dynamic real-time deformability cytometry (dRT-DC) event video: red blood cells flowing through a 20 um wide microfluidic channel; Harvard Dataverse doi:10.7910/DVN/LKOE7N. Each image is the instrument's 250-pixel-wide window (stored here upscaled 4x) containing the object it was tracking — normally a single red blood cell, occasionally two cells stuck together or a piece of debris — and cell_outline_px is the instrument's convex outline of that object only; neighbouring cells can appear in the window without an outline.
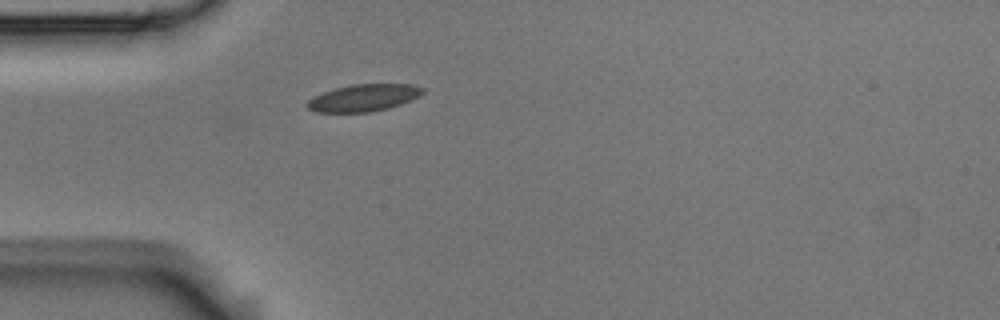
{"species": "Egyptian fruit bat (a non-hibernating species)", "species_latin": "Rousettus aegyptiacus", "temperature_condition": "room temperature", "stored_images_in_passage": 1, "camera_frame_rate_fps": 3000, "um_per_image_px": 0.085, "animal": {"sex": "male"}, "frame": {"image": 1, "passage_image": 1, "time_ms": 0.0, "image_size_px": [1000, 320], "cell_outline_px": [[428, 88], [420, 96], [400, 104], [388, 108], [368, 112], [316, 112], [308, 108], [304, 104], [312, 96], [336, 88], [352, 84], [412, 84]], "centroid_in_image_um": [30.92, 8.3], "position_along_channel_um": 54.1, "area_um2": 18.32}}